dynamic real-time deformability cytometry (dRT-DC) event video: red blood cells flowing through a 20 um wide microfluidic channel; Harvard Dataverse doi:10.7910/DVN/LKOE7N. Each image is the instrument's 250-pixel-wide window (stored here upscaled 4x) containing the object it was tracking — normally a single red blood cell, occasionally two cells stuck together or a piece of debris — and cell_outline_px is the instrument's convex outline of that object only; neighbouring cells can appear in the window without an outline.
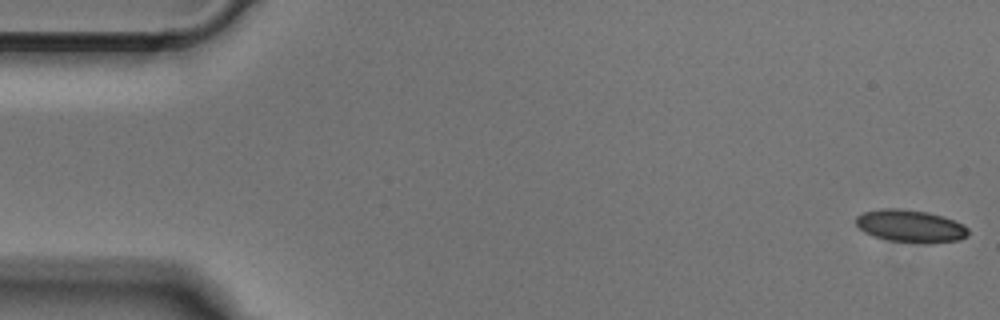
{"species": "Egyptian fruit bat (a non-hibernating species)", "species_latin": "Rousettus aegyptiacus", "temperature_condition": "cold", "stored_images_in_passage": 50, "camera_frame_rate_fps": 3000, "um_per_image_px": 0.085, "animal": {"sex": "male"}, "frame": {"image": 1, "passage_image": 1, "time_ms": 0.0, "image_size_px": [1000, 320], "cell_outline_px": [[968, 236], [960, 240], [924, 244], [888, 240], [872, 236], [864, 232], [856, 224], [856, 216], [864, 212], [880, 208], [900, 208], [928, 212], [944, 216], [968, 228]], "centroid_in_image_um": [77.37, 19.22], "position_along_channel_um": 7.6, "area_um2": 21.44}}
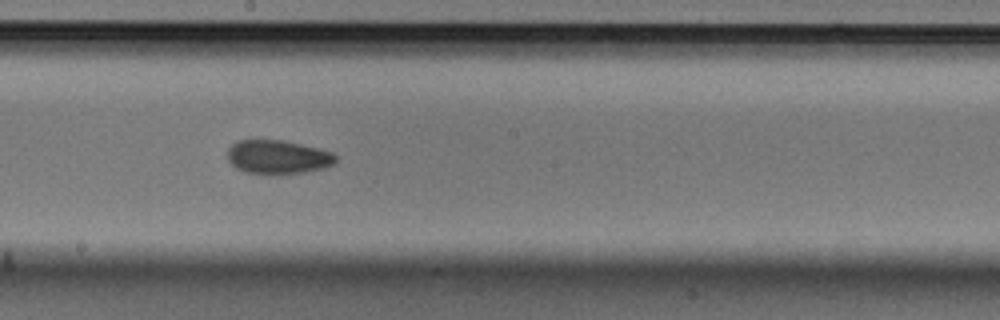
{"frame": {"image": 2, "passage_image": 27, "time_ms": 8.667, "image_size_px": [1000, 320], "cell_outline_px": [[336, 164], [324, 168], [304, 172], [280, 176], [244, 172], [236, 168], [228, 160], [228, 148], [232, 144], [240, 140], [284, 140], [320, 148], [332, 152], [336, 156]], "centroid_in_image_um": [23.64, 13.37], "position_along_channel_um": 224.6, "area_um2": 21.85}}
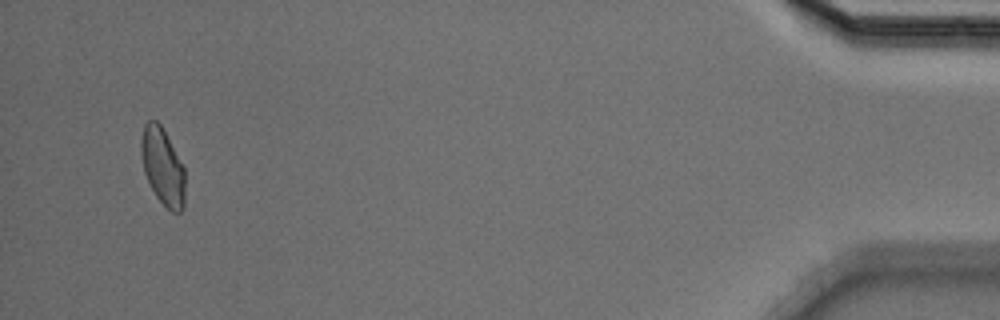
{"frame": {"image": 3, "passage_image": 48, "time_ms": 15.667, "image_size_px": [1000, 320], "cell_outline_px": [[184, 208], [180, 212], [172, 212], [156, 196], [144, 172], [140, 152], [140, 140], [144, 124], [148, 120], [156, 120], [160, 124], [184, 168]], "centroid_in_image_um": [13.8, 14.14], "position_along_channel_um": 421.4, "area_um2": 19.42}}